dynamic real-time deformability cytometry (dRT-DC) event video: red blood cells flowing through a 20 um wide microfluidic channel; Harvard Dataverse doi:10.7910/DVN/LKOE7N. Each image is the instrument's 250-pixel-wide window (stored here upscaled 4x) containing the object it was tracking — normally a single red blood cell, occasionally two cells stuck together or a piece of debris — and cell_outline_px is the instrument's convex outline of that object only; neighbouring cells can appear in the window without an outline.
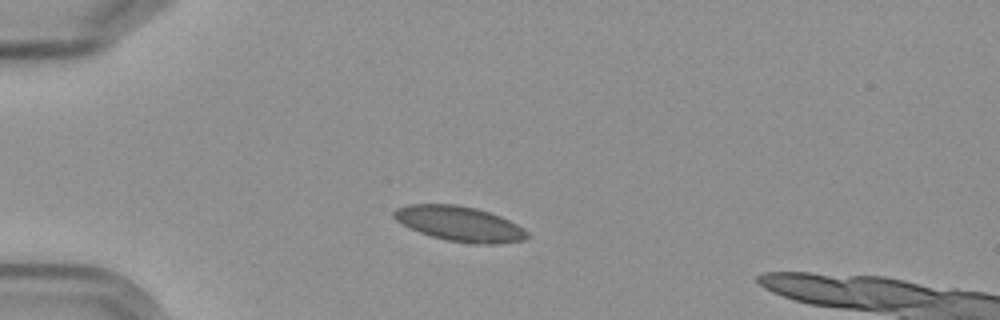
{"species": "Egyptian fruit bat (a non-hibernating species)", "species_latin": "Rousettus aegyptiacus", "temperature_condition": "cold", "stored_images_in_passage": 8, "camera_frame_rate_fps": 3000, "um_per_image_px": 0.085, "frame": {"image": 1, "passage_image": 3, "time_ms": 2.333, "image_size_px": [1000, 320], "cell_outline_px": [[528, 236], [524, 240], [500, 244], [472, 244], [448, 240], [432, 236], [420, 232], [400, 224], [392, 216], [392, 212], [396, 208], [408, 204], [456, 204], [476, 208], [500, 216], [516, 224], [528, 232]], "centroid_in_image_um": [39.04, 19.02], "position_along_channel_um": 46.0, "area_um2": 27.22}}
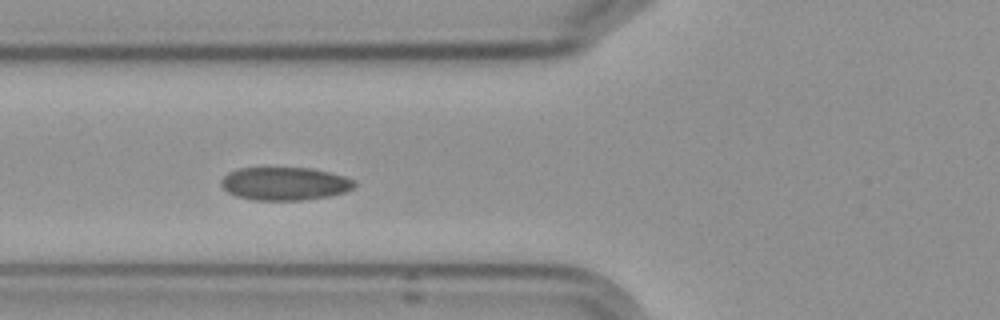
{"frame": {"image": 2, "passage_image": 5, "time_ms": 4.667, "image_size_px": [1000, 320], "cell_outline_px": [[356, 184], [352, 188], [344, 192], [328, 196], [300, 200], [256, 200], [236, 196], [228, 192], [220, 184], [220, 180], [228, 172], [240, 168], [312, 168], [344, 176], [352, 180]], "centroid_in_image_um": [24.17, 15.61], "position_along_channel_um": 101.6, "area_um2": 25.49}}
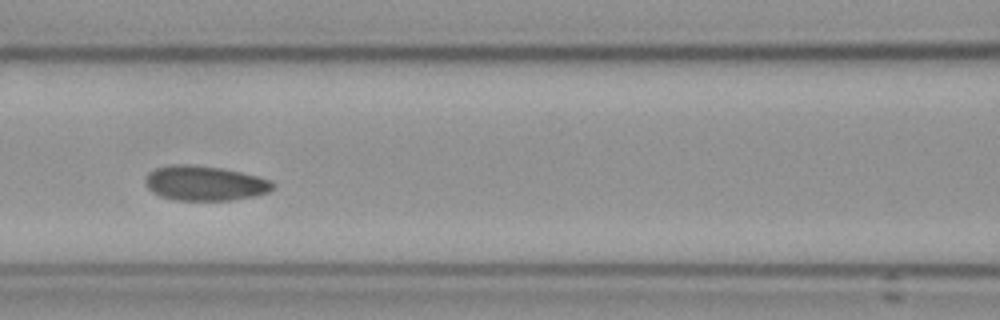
{"frame": {"image": 3, "passage_image": 6, "time_ms": 6.0, "image_size_px": [1000, 320], "cell_outline_px": [[276, 184], [268, 192], [252, 196], [232, 200], [172, 200], [160, 196], [152, 192], [148, 188], [144, 180], [148, 172], [156, 168], [176, 164], [220, 168], [240, 172], [272, 180]], "centroid_in_image_um": [17.39, 15.59], "position_along_channel_um": 149.2, "area_um2": 25.61}}